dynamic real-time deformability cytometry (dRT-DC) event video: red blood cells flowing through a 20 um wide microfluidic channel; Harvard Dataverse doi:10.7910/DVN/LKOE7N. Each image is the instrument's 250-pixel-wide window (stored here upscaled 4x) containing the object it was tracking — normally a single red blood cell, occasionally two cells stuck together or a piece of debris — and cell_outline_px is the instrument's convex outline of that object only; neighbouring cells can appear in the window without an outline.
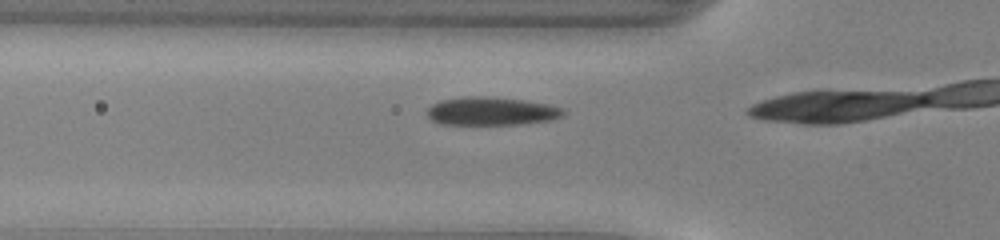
{"species": "common noctule bat (a hibernating species)", "species_latin": "Nyctalus noctula", "temperature_condition": "warm", "stored_images_in_passage": 13, "camera_frame_rate_fps": 3000, "um_per_image_px": 0.085, "animal": {"sex": "male", "body_mass_g": 13.0, "forearm_length_mm": 53.1}, "frame": {"image": 1, "passage_image": 12, "time_ms": 3.667, "image_size_px": [1000, 240], "cell_outline_px": [[564, 116], [552, 120], [520, 124], [440, 124], [432, 120], [428, 116], [428, 108], [432, 104], [440, 100], [468, 96], [480, 96], [524, 100], [548, 104], [564, 108]], "centroid_in_image_um": [41.79, 9.45], "position_along_channel_um": 84.0, "area_um2": 22.37}}